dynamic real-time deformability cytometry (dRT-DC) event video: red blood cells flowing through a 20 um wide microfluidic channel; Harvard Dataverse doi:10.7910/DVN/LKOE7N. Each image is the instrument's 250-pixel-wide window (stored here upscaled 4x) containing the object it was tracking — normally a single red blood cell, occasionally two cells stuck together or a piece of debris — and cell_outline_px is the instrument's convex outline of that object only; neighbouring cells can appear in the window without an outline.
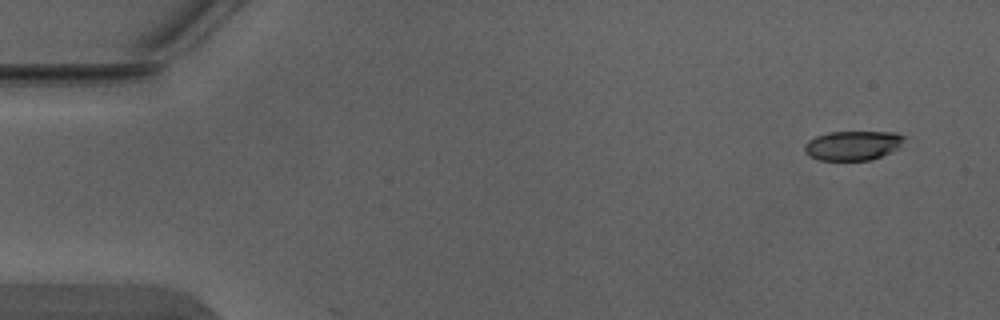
{"species": "Egyptian fruit bat (a non-hibernating species)", "species_latin": "Rousettus aegyptiacus", "temperature_condition": "warm", "stored_images_in_passage": 4, "camera_frame_rate_fps": 3000, "um_per_image_px": 0.085, "animal": {"sex": "male"}, "frame": {"image": 1, "passage_image": 1, "time_ms": 0.0, "image_size_px": [1000, 320], "cell_outline_px": [[904, 136], [900, 148], [880, 156], [868, 160], [816, 160], [808, 156], [804, 152], [804, 144], [808, 140], [816, 136], [828, 132], [896, 132]], "centroid_in_image_um": [72.44, 12.36], "position_along_channel_um": 12.6, "area_um2": 17.17}}
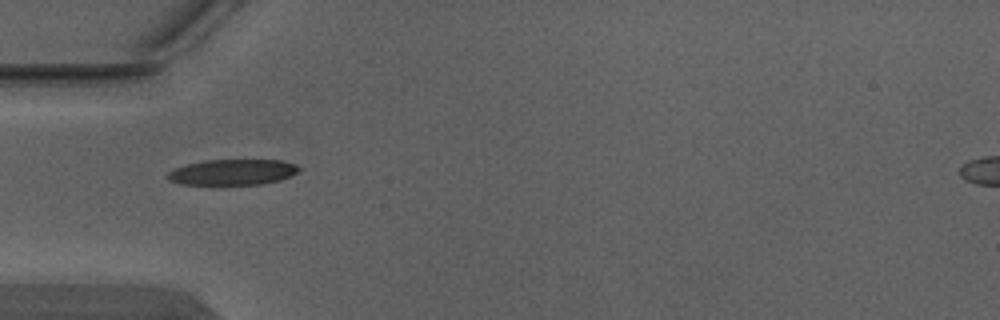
{"frame": {"image": 2, "passage_image": 4, "time_ms": 1.0, "image_size_px": [1000, 320], "cell_outline_px": [[300, 168], [296, 172], [280, 180], [260, 184], [180, 184], [168, 180], [168, 172], [176, 168], [188, 164], [204, 160], [280, 160], [296, 164]], "centroid_in_image_um": [19.76, 14.62], "position_along_channel_um": 65.2, "area_um2": 19.36}}